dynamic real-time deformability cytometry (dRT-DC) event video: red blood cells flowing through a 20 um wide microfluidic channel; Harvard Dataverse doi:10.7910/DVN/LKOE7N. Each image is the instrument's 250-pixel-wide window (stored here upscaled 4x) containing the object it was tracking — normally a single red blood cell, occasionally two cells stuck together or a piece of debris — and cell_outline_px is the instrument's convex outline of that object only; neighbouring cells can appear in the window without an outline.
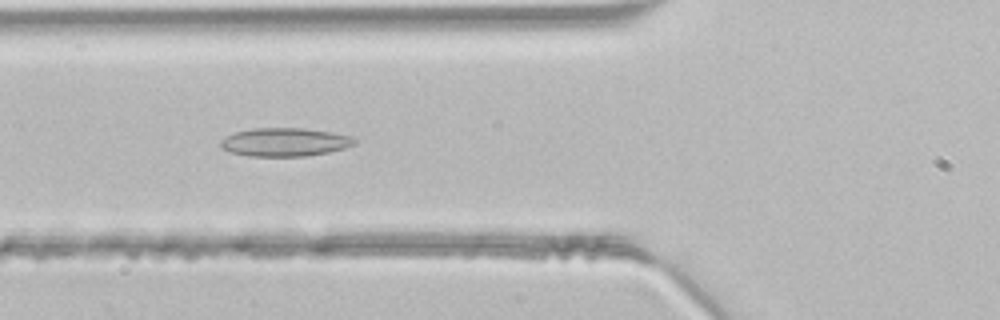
{"species": "common noctule bat (a hibernating species)", "species_latin": "Nyctalus noctula", "temperature_condition": "room temperature", "stored_images_in_passage": 47, "camera_frame_rate_fps": 3000, "um_per_image_px": 0.085, "animal": {"sex": "male", "body_mass_g": 21.5, "forearm_length_mm": 52.0}, "frame": {"image": 1, "passage_image": 17, "time_ms": 5.333, "image_size_px": [1000, 320], "cell_outline_px": [[356, 144], [344, 148], [328, 152], [304, 156], [248, 156], [228, 152], [220, 144], [220, 140], [236, 132], [252, 128], [304, 128], [332, 132], [352, 136], [356, 140]], "centroid_in_image_um": [24.22, 12.07], "position_along_channel_um": 101.6, "area_um2": 22.14}}
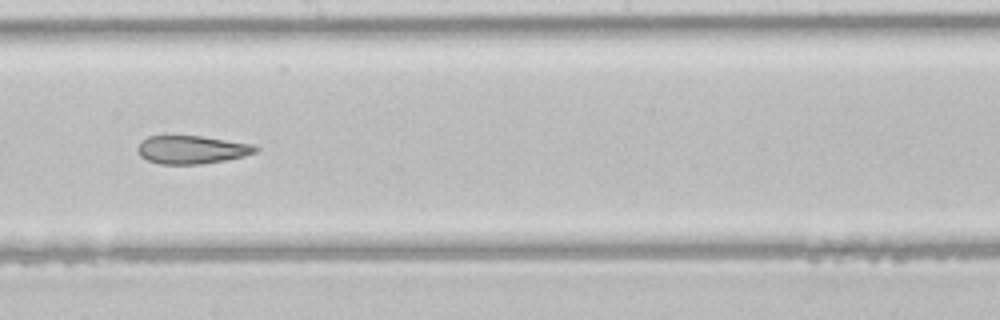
{"frame": {"image": 2, "passage_image": 26, "time_ms": 8.333, "image_size_px": [1000, 320], "cell_outline_px": [[260, 148], [256, 152], [244, 156], [204, 164], [160, 164], [148, 160], [140, 156], [136, 148], [140, 140], [148, 136], [204, 136], [252, 144]], "centroid_in_image_um": [16.28, 12.72], "position_along_channel_um": 231.9, "area_um2": 19.48}}
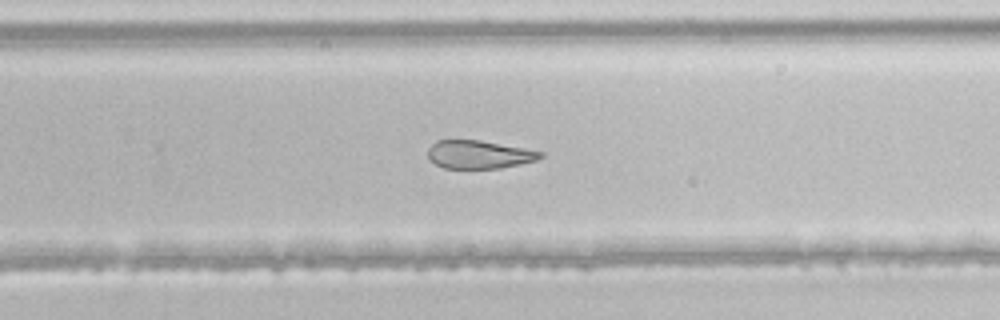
{"frame": {"image": 3, "passage_image": 30, "time_ms": 9.667, "image_size_px": [1000, 320], "cell_outline_px": [[544, 156], [536, 160], [520, 164], [500, 168], [444, 168], [436, 164], [428, 156], [428, 148], [436, 140], [480, 140], [524, 148], [544, 152]], "centroid_in_image_um": [40.73, 13.13], "position_along_channel_um": 289.1, "area_um2": 18.38}}